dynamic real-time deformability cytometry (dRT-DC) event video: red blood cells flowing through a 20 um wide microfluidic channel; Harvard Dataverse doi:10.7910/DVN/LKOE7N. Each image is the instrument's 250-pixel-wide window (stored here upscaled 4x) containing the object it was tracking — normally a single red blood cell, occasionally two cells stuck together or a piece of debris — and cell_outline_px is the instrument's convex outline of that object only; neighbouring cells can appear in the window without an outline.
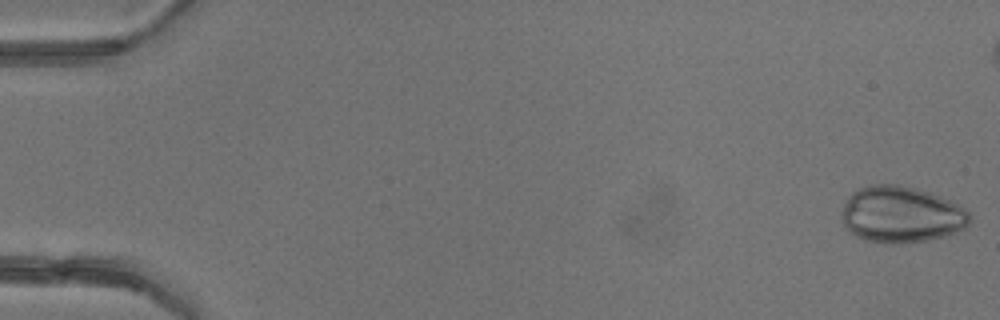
{"species": "common noctule bat (a hibernating species)", "species_latin": "Nyctalus noctula", "temperature_condition": "warm", "stored_images_in_passage": 5, "camera_frame_rate_fps": 3000, "um_per_image_px": 0.085, "animal": {"sex": "female"}, "frame": {"image": 1, "passage_image": 1, "time_ms": 0.0, "image_size_px": [1000, 320], "cell_outline_px": [[972, 220], [964, 228], [956, 232], [944, 236], [928, 240], [900, 244], [888, 244], [864, 240], [856, 236], [844, 224], [844, 204], [848, 196], [852, 192], [860, 188], [872, 184], [896, 184], [916, 188], [940, 196], [964, 208], [972, 216]], "centroid_in_image_um": [76.63, 18.24], "position_along_channel_um": 8.4, "area_um2": 41.96}}